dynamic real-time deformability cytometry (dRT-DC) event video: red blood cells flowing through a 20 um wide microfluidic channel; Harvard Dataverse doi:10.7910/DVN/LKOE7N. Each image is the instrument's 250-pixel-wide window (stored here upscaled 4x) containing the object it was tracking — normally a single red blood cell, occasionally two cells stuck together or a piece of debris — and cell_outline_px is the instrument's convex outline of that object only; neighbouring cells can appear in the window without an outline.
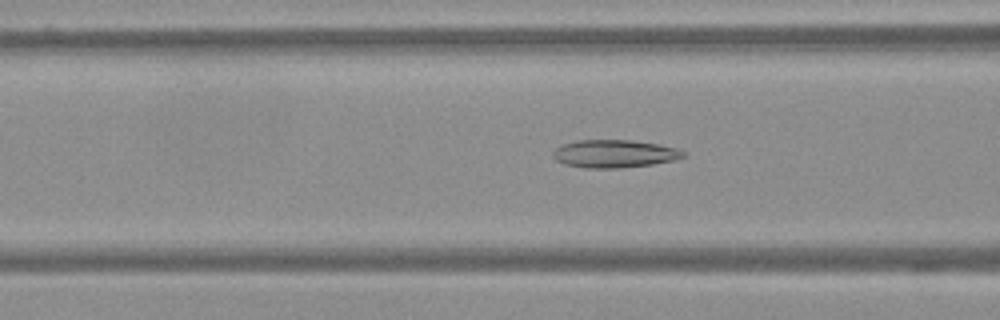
{"species": "Egyptian fruit bat (a non-hibernating species)", "species_latin": "Rousettus aegyptiacus", "temperature_condition": "warm", "stored_images_in_passage": 60, "camera_frame_rate_fps": 3000, "um_per_image_px": 0.085, "frame": {"image": 1, "passage_image": 24, "time_ms": 7.667, "image_size_px": [1000, 320], "cell_outline_px": [[684, 156], [676, 160], [652, 164], [620, 168], [584, 168], [564, 164], [556, 160], [552, 156], [552, 152], [560, 144], [576, 140], [632, 140], [656, 144], [676, 148], [684, 152]], "centroid_in_image_um": [52.16, 13.07], "position_along_channel_um": 114.4, "area_um2": 21.21}}
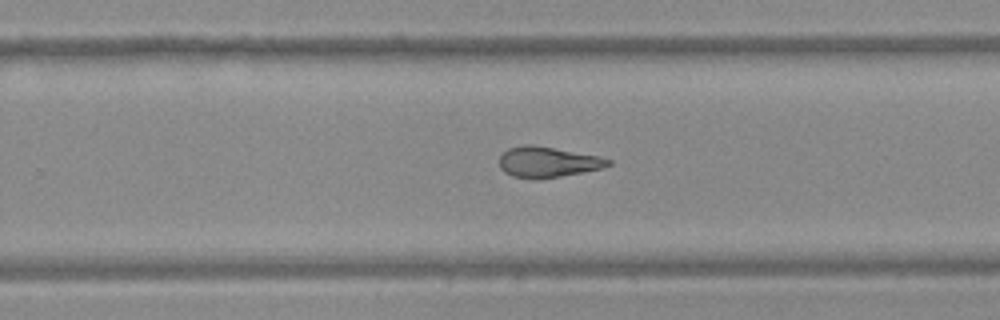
{"frame": {"image": 2, "passage_image": 39, "time_ms": 12.667, "image_size_px": [1000, 320], "cell_outline_px": [[612, 164], [604, 168], [560, 176], [536, 180], [512, 176], [504, 172], [500, 168], [500, 156], [508, 148], [524, 144], [532, 144], [596, 156], [612, 160]], "centroid_in_image_um": [46.53, 13.78], "position_along_channel_um": 283.3, "area_um2": 19.36}}
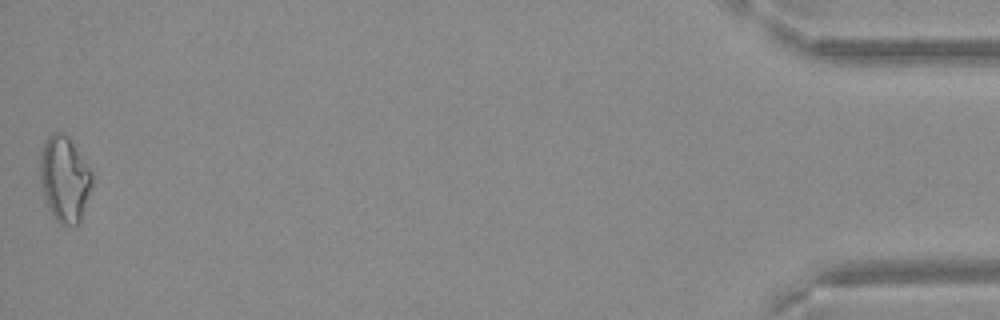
{"frame": {"image": 3, "passage_image": 60, "time_ms": 19.667, "image_size_px": [1000, 320], "cell_outline_px": [[92, 184], [80, 220], [76, 224], [60, 224], [52, 216], [44, 196], [40, 180], [40, 152], [44, 140], [52, 132], [64, 132], [68, 136], [92, 172]], "centroid_in_image_um": [5.46, 15.17], "position_along_channel_um": 429.7, "area_um2": 25.78}}